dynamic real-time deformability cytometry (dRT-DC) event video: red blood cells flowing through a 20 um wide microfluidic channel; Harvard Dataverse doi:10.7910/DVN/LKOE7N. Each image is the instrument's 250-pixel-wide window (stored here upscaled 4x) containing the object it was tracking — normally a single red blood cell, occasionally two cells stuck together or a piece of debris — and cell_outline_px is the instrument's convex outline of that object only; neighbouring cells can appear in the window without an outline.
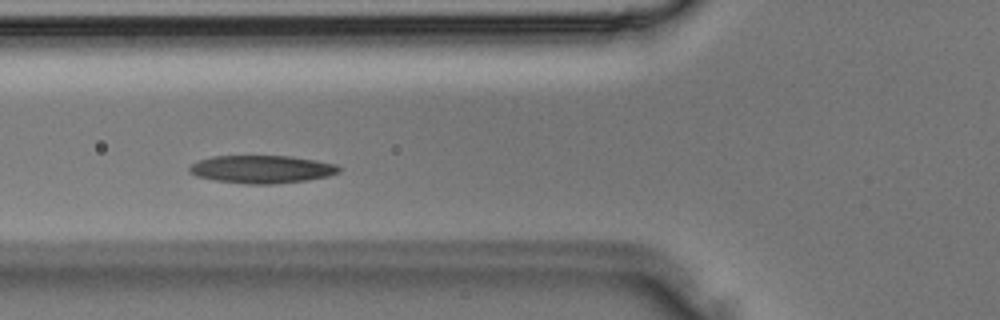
{"species": "Egyptian fruit bat (a non-hibernating species)", "species_latin": "Rousettus aegyptiacus", "temperature_condition": "room temperature", "stored_images_in_passage": 33, "camera_frame_rate_fps": 3000, "um_per_image_px": 0.085, "animal": {"sex": "male"}, "frame": {"image": 1, "passage_image": 10, "time_ms": 3.0, "image_size_px": [1000, 320], "cell_outline_px": [[340, 172], [328, 176], [308, 180], [272, 184], [248, 184], [216, 180], [196, 176], [188, 172], [188, 168], [192, 164], [200, 160], [212, 156], [292, 156], [316, 160], [336, 164], [340, 168]], "centroid_in_image_um": [22.26, 14.38], "position_along_channel_um": 103.5, "area_um2": 24.28}}
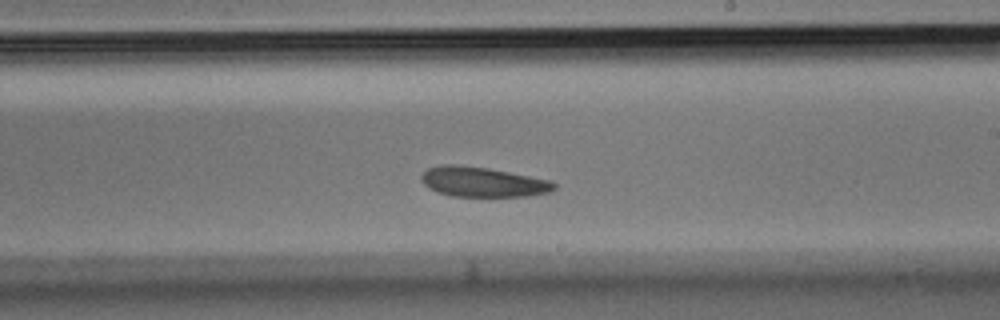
{"frame": {"image": 2, "passage_image": 18, "time_ms": 5.667, "image_size_px": [1000, 320], "cell_outline_px": [[556, 188], [548, 192], [528, 196], [452, 196], [436, 192], [428, 188], [420, 180], [420, 176], [428, 168], [444, 164], [452, 164], [488, 168], [548, 180], [556, 184]], "centroid_in_image_um": [40.97, 15.47], "position_along_channel_um": 248.0, "area_um2": 22.95}}
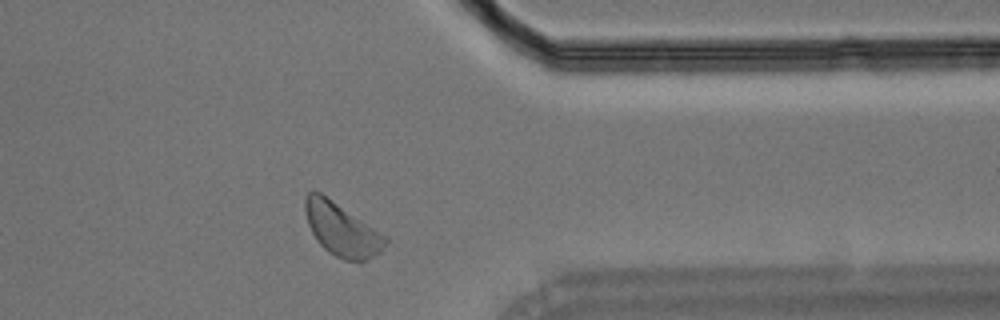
{"frame": {"image": 3, "passage_image": 26, "time_ms": 8.333, "image_size_px": [1000, 320], "cell_outline_px": [[388, 240], [380, 252], [364, 260], [344, 260], [328, 252], [316, 240], [308, 224], [304, 212], [304, 200], [308, 192], [320, 192], [388, 236]], "centroid_in_image_um": [29.03, 19.5], "position_along_channel_um": 382.4, "area_um2": 24.57}}